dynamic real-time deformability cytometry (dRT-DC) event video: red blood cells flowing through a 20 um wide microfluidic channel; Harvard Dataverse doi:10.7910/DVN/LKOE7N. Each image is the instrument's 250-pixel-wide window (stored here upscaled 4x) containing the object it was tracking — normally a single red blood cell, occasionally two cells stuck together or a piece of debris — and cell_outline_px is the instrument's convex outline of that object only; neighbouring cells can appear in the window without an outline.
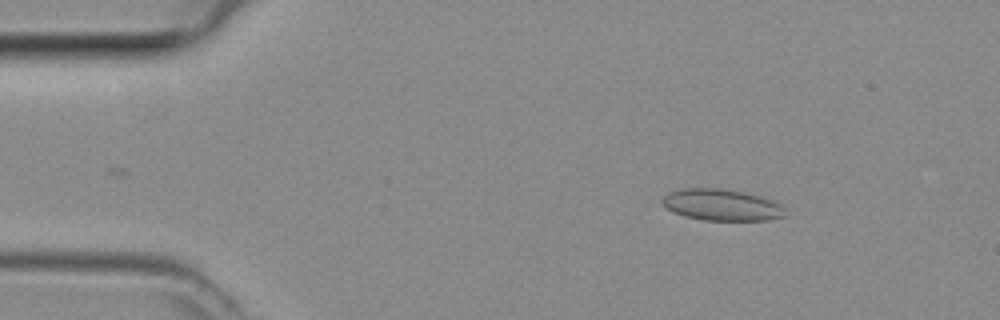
{"species": "common noctule bat (a hibernating species)", "species_latin": "Nyctalus noctula", "temperature_condition": "room temperature", "stored_images_in_passage": 41, "camera_frame_rate_fps": 3000, "um_per_image_px": 0.085, "animal": {"sex": "female", "body_mass_g": 29.2, "forearm_length_mm": 56.3}, "frame": {"image": 1, "passage_image": 5, "time_ms": 1.333, "image_size_px": [1000, 320], "cell_outline_px": [[784, 216], [768, 220], [704, 220], [684, 216], [672, 212], [660, 200], [668, 192], [684, 188], [720, 188], [744, 192], [760, 196], [772, 200], [780, 204]], "centroid_in_image_um": [61.29, 17.41], "position_along_channel_um": 23.7, "area_um2": 22.37}}
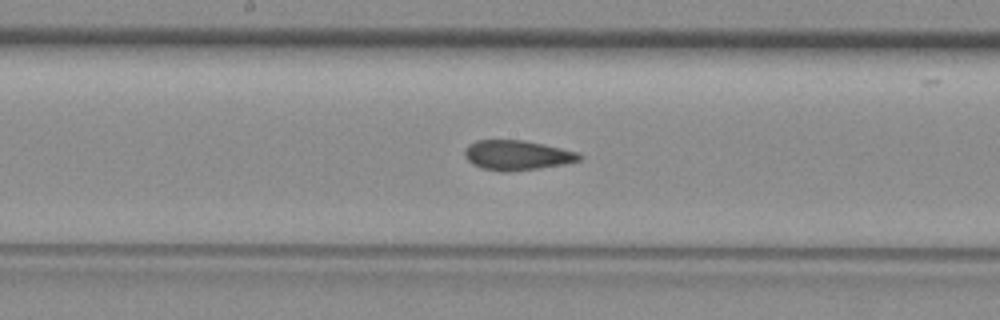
{"frame": {"image": 2, "passage_image": 22, "time_ms": 7.0, "image_size_px": [1000, 320], "cell_outline_px": [[584, 156], [580, 160], [564, 164], [508, 172], [504, 172], [480, 168], [472, 164], [464, 156], [464, 148], [468, 144], [476, 140], [524, 140], [544, 144], [576, 152]], "centroid_in_image_um": [43.9, 13.19], "position_along_channel_um": 204.3, "area_um2": 19.94}}
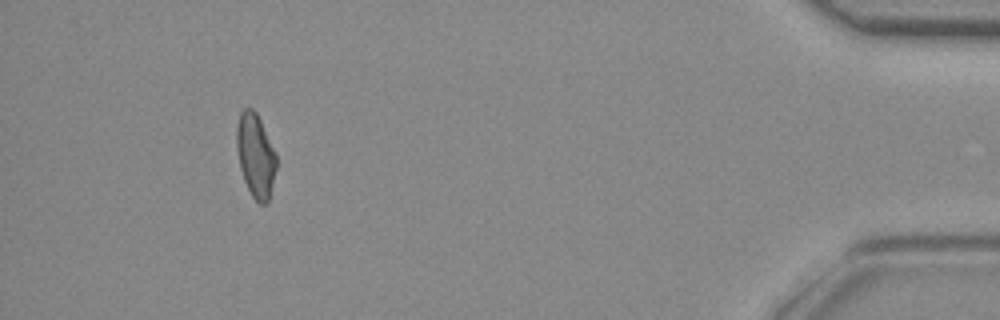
{"frame": {"image": 3, "passage_image": 41, "time_ms": 13.333, "image_size_px": [1000, 320], "cell_outline_px": [[276, 168], [268, 200], [264, 204], [260, 204], [252, 196], [244, 180], [240, 168], [236, 144], [236, 124], [240, 112], [244, 108], [252, 108], [256, 112], [276, 152]], "centroid_in_image_um": [21.7, 13.18], "position_along_channel_um": 413.5, "area_um2": 19.25}}